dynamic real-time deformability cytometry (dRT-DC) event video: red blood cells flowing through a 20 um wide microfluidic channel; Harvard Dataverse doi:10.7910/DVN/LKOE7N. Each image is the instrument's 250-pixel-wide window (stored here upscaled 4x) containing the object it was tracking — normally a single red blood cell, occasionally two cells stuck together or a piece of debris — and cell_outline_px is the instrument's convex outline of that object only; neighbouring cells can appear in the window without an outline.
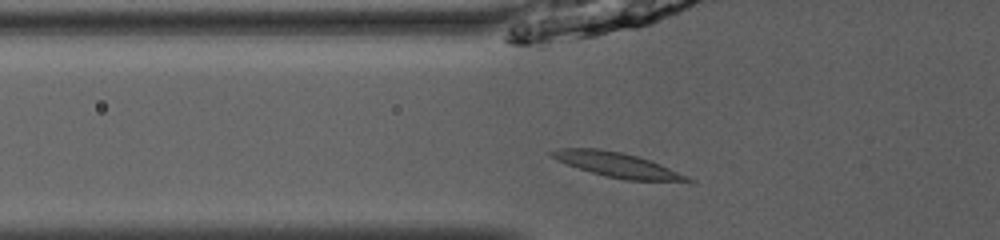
{"species": "common noctule bat (a hibernating species)", "species_latin": "Nyctalus noctula", "temperature_condition": "room temperature", "stored_images_in_passage": 35, "camera_frame_rate_fps": 3000, "um_per_image_px": 0.085, "animal": {"sex": "male", "body_mass_g": 13.0, "forearm_length_mm": 53.1}, "frame": {"image": 1, "passage_image": 3, "time_ms": 0.667, "image_size_px": [1000, 240], "cell_outline_px": [[696, 180], [692, 184], [628, 180], [608, 176], [592, 172], [556, 160], [548, 152], [556, 148], [600, 148], [620, 152], [636, 156], [660, 164], [688, 176]], "centroid_in_image_um": [52.61, 14.05], "position_along_channel_um": 73.2, "area_um2": 19.83}}
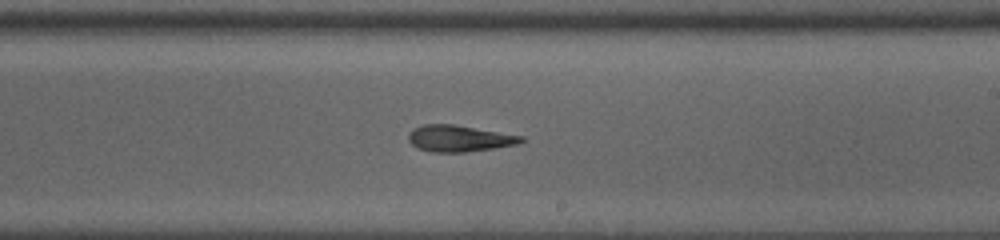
{"frame": {"image": 2, "passage_image": 16, "time_ms": 5.0, "image_size_px": [1000, 240], "cell_outline_px": [[524, 140], [516, 144], [492, 148], [464, 152], [432, 152], [420, 148], [412, 144], [408, 140], [408, 136], [416, 128], [424, 124], [452, 124], [524, 136]], "centroid_in_image_um": [39.04, 11.77], "position_along_channel_um": 250.0, "area_um2": 16.94}}
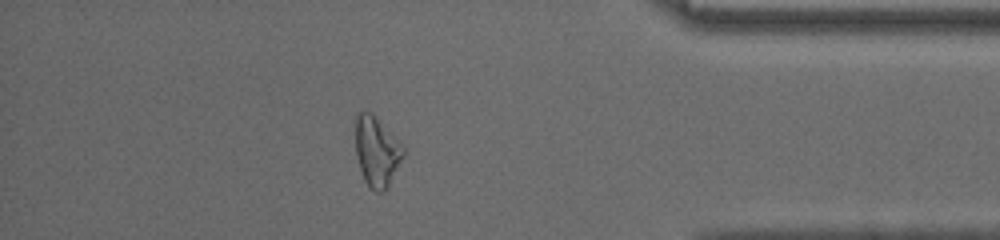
{"frame": {"image": 3, "passage_image": 29, "time_ms": 9.333, "image_size_px": [1000, 240], "cell_outline_px": [[404, 156], [388, 188], [384, 192], [376, 192], [368, 188], [364, 180], [356, 156], [356, 116], [360, 112], [372, 112], [404, 148]], "centroid_in_image_um": [32.02, 12.93], "position_along_channel_um": 403.2, "area_um2": 19.42}, "authors_computed_cell_mechanics": {"area_um2": 17.918, "velocity_mm_per_s": 4.0628, "shape_relaxation_time_tau1_ms": 3.3171, "shape_relaxation_time_tau2_ms": 2.752, "deformation_change_tau1": 0.1357, "deformation_change_tau2": 0.1381}}